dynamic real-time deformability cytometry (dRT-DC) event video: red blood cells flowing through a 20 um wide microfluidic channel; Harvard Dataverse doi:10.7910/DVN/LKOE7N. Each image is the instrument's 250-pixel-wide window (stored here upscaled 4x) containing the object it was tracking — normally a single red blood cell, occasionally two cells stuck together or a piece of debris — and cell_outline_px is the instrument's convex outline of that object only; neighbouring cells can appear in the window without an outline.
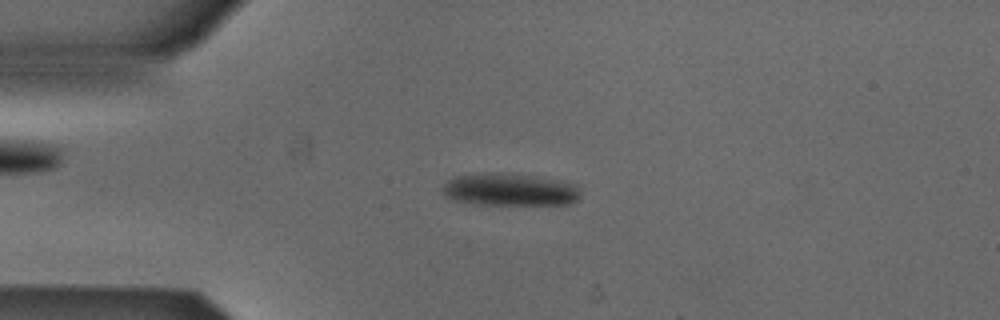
{"species": "Egyptian fruit bat (a non-hibernating species)", "species_latin": "Rousettus aegyptiacus", "temperature_condition": "cold", "stored_images_in_passage": 41, "camera_frame_rate_fps": 3000, "um_per_image_px": 0.085, "animal": {"sex": "male"}, "frame": {"image": 1, "passage_image": 1, "time_ms": 0.0, "image_size_px": [1000, 320], "cell_outline_px": [[580, 196], [576, 200], [568, 204], [476, 204], [456, 200], [444, 196], [444, 184], [448, 180], [456, 176], [480, 172], [496, 172], [536, 176], [576, 184]], "centroid_in_image_um": [43.31, 16.1], "position_along_channel_um": 41.7, "area_um2": 25.95}}
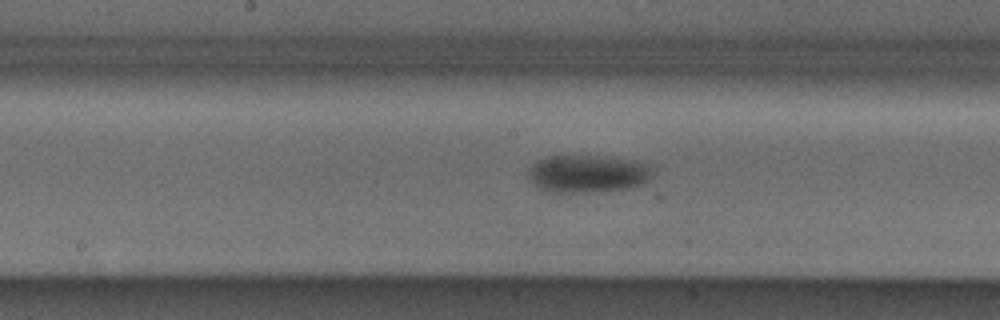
{"frame": {"image": 2, "passage_image": 15, "time_ms": 4.667, "image_size_px": [1000, 320], "cell_outline_px": [[656, 168], [652, 176], [644, 184], [628, 188], [584, 192], [556, 192], [536, 188], [528, 180], [528, 172], [532, 164], [548, 156], [592, 156], [644, 160], [652, 164]], "centroid_in_image_um": [50.03, 14.75], "position_along_channel_um": 198.2, "area_um2": 27.74}}
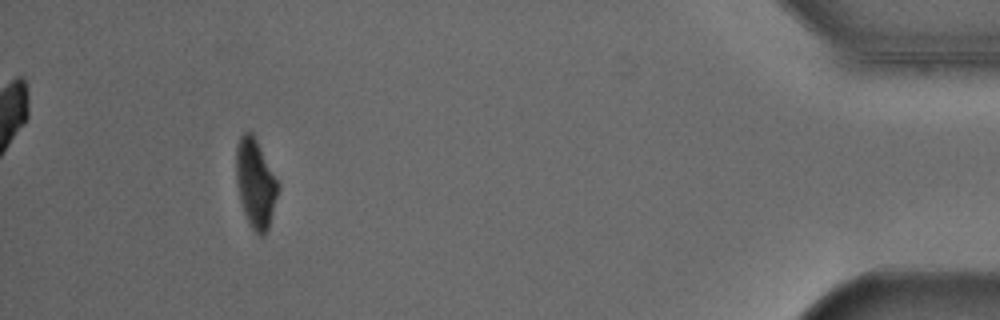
{"frame": {"image": 3, "passage_image": 37, "time_ms": 12.0, "image_size_px": [1000, 320], "cell_outline_px": [[280, 188], [268, 228], [264, 236], [260, 236], [252, 228], [244, 212], [240, 200], [236, 184], [236, 148], [240, 136], [244, 132], [252, 132], [280, 184]], "centroid_in_image_um": [21.72, 15.58], "position_along_channel_um": 413.5, "area_um2": 21.62}, "authors_computed_cell_mechanics": {"area_um2": 26.9348, "velocity_mm_per_s": 3.8641, "shape_relaxation_time_tau1_ms": 2.9783, "shape_relaxation_time_tau2_ms": null, "deformation_change_tau1": 0.1119, "deformation_change_tau2": null}}